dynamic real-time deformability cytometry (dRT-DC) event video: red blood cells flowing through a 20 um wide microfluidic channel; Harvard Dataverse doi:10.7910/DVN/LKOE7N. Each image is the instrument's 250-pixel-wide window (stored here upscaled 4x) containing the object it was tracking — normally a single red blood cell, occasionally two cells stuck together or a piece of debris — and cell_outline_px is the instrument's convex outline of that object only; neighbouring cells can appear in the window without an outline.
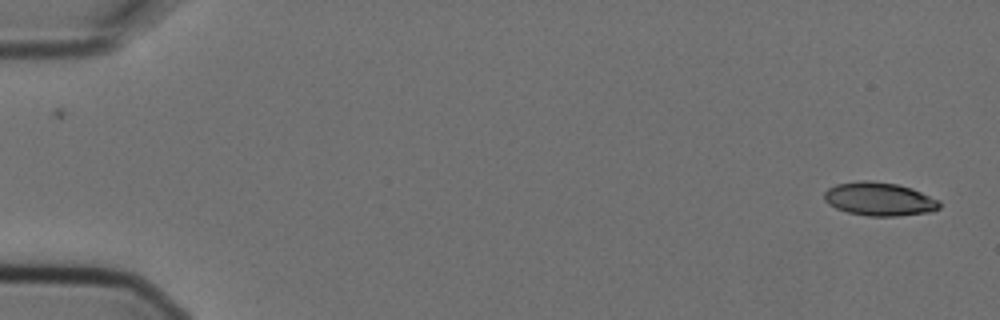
{"species": "Egyptian fruit bat (a non-hibernating species)", "species_latin": "Rousettus aegyptiacus", "temperature_condition": "cold", "stored_images_in_passage": 6, "camera_frame_rate_fps": 3000, "um_per_image_px": 0.085, "animal": {"sex": "female"}, "frame": {"image": 1, "passage_image": 1, "time_ms": 0.0, "image_size_px": [1000, 320], "cell_outline_px": [[940, 208], [932, 212], [900, 216], [868, 216], [848, 212], [836, 208], [828, 204], [824, 200], [824, 192], [828, 188], [836, 184], [864, 180], [868, 180], [896, 184], [912, 188], [940, 200]], "centroid_in_image_um": [74.76, 16.93], "position_along_channel_um": 10.2, "area_um2": 22.6}}
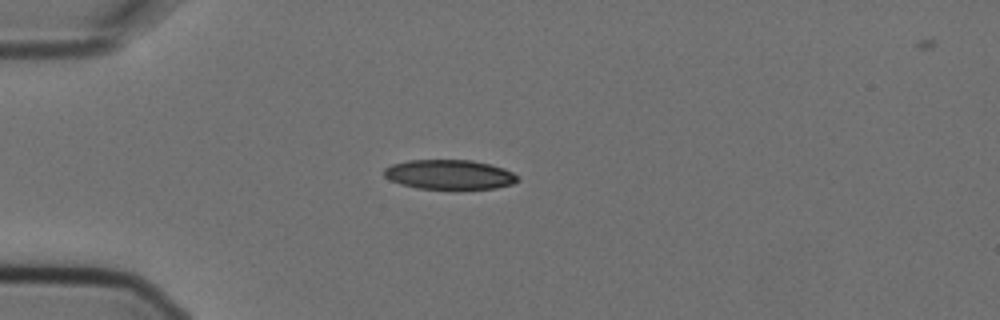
{"frame": {"image": 2, "passage_image": 4, "time_ms": 1.0, "image_size_px": [1000, 320], "cell_outline_px": [[520, 180], [512, 184], [496, 188], [416, 188], [400, 184], [384, 176], [384, 168], [392, 164], [408, 160], [472, 160], [504, 168], [512, 172]], "centroid_in_image_um": [38.19, 14.82], "position_along_channel_um": 46.8, "area_um2": 22.77}}
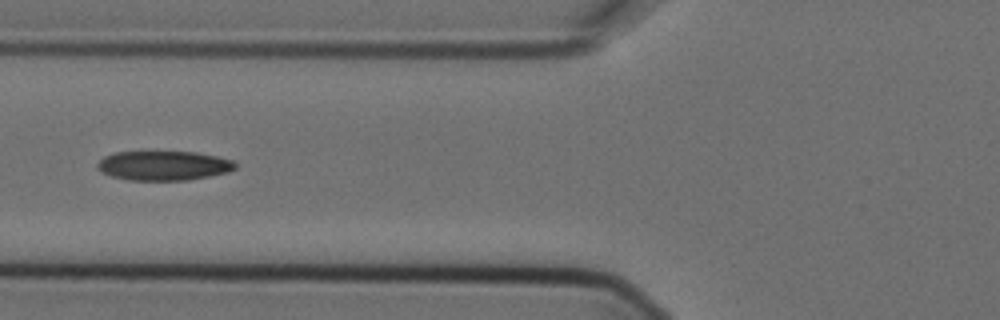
{"frame": {"image": 3, "passage_image": 6, "time_ms": 1.667, "image_size_px": [1000, 320], "cell_outline_px": [[236, 168], [228, 172], [188, 180], [128, 180], [112, 176], [100, 172], [96, 168], [96, 164], [104, 156], [116, 152], [196, 152], [216, 156], [232, 160], [236, 164]], "centroid_in_image_um": [13.88, 14.08], "position_along_channel_um": 111.9, "area_um2": 23.64}}